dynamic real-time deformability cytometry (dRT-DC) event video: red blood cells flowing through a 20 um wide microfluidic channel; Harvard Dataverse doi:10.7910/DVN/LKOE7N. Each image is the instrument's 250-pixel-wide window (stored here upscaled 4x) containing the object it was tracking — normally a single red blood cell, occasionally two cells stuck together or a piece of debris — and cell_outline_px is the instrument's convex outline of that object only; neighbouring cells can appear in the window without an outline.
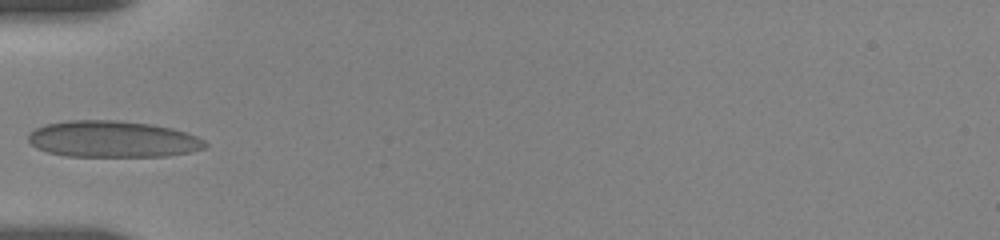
{"species": "human", "species_latin": "Homo sapiens", "temperature_condition": "room temperature", "stored_images_in_passage": 5, "camera_frame_rate_fps": 3000, "um_per_image_px": 0.085, "donor": {"sex": "female"}, "frame": {"image": 1, "passage_image": 1, "time_ms": 0.0, "image_size_px": [1000, 240], "cell_outline_px": [[208, 144], [204, 148], [192, 152], [168, 156], [68, 156], [48, 152], [36, 148], [28, 140], [28, 136], [36, 128], [44, 124], [68, 120], [116, 120], [152, 124], [172, 128], [196, 136], [204, 140]], "centroid_in_image_um": [9.59, 11.82], "position_along_channel_um": 75.4, "area_um2": 37.63}}
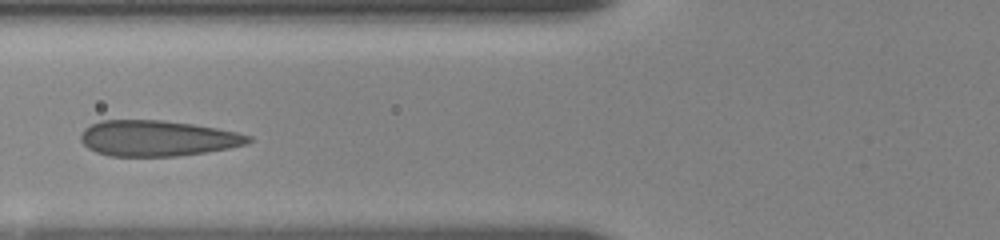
{"frame": {"image": 2, "passage_image": 3, "time_ms": 1.0, "image_size_px": [1000, 240], "cell_outline_px": [[252, 140], [248, 144], [228, 148], [204, 152], [176, 156], [108, 156], [96, 152], [88, 148], [80, 140], [80, 136], [84, 128], [100, 120], [164, 120], [192, 124], [216, 128], [236, 132], [252, 136]], "centroid_in_image_um": [13.36, 11.75], "position_along_channel_um": 112.4, "area_um2": 34.91}}